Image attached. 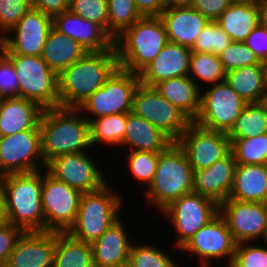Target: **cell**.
<instances>
[{
    "instance_id": "obj_1",
    "label": "cell",
    "mask_w": 267,
    "mask_h": 267,
    "mask_svg": "<svg viewBox=\"0 0 267 267\" xmlns=\"http://www.w3.org/2000/svg\"><path fill=\"white\" fill-rule=\"evenodd\" d=\"M119 67L115 48L87 52L58 74L59 107L79 108Z\"/></svg>"
},
{
    "instance_id": "obj_2",
    "label": "cell",
    "mask_w": 267,
    "mask_h": 267,
    "mask_svg": "<svg viewBox=\"0 0 267 267\" xmlns=\"http://www.w3.org/2000/svg\"><path fill=\"white\" fill-rule=\"evenodd\" d=\"M39 127L45 165L61 155L93 150L90 143V122L77 108L45 109Z\"/></svg>"
},
{
    "instance_id": "obj_3",
    "label": "cell",
    "mask_w": 267,
    "mask_h": 267,
    "mask_svg": "<svg viewBox=\"0 0 267 267\" xmlns=\"http://www.w3.org/2000/svg\"><path fill=\"white\" fill-rule=\"evenodd\" d=\"M193 173L184 150L177 142L172 143L164 152L159 153L154 179L143 191L142 197L148 203L146 208L157 210L156 213L160 214L174 200L192 193Z\"/></svg>"
},
{
    "instance_id": "obj_4",
    "label": "cell",
    "mask_w": 267,
    "mask_h": 267,
    "mask_svg": "<svg viewBox=\"0 0 267 267\" xmlns=\"http://www.w3.org/2000/svg\"><path fill=\"white\" fill-rule=\"evenodd\" d=\"M9 223L23 232L45 231L42 210V170L0 176Z\"/></svg>"
},
{
    "instance_id": "obj_5",
    "label": "cell",
    "mask_w": 267,
    "mask_h": 267,
    "mask_svg": "<svg viewBox=\"0 0 267 267\" xmlns=\"http://www.w3.org/2000/svg\"><path fill=\"white\" fill-rule=\"evenodd\" d=\"M168 43L165 26L159 16H144L114 39L118 65L139 74Z\"/></svg>"
},
{
    "instance_id": "obj_6",
    "label": "cell",
    "mask_w": 267,
    "mask_h": 267,
    "mask_svg": "<svg viewBox=\"0 0 267 267\" xmlns=\"http://www.w3.org/2000/svg\"><path fill=\"white\" fill-rule=\"evenodd\" d=\"M110 182L99 190L82 194L76 220L68 230L72 237L92 244L122 216L125 196Z\"/></svg>"
},
{
    "instance_id": "obj_7",
    "label": "cell",
    "mask_w": 267,
    "mask_h": 267,
    "mask_svg": "<svg viewBox=\"0 0 267 267\" xmlns=\"http://www.w3.org/2000/svg\"><path fill=\"white\" fill-rule=\"evenodd\" d=\"M19 79V97L37 103L44 110L59 107L58 74L41 56L4 54Z\"/></svg>"
},
{
    "instance_id": "obj_8",
    "label": "cell",
    "mask_w": 267,
    "mask_h": 267,
    "mask_svg": "<svg viewBox=\"0 0 267 267\" xmlns=\"http://www.w3.org/2000/svg\"><path fill=\"white\" fill-rule=\"evenodd\" d=\"M219 213V205L212 199L198 193L182 195L174 200L160 214L173 228L175 239L171 246L180 248L204 225Z\"/></svg>"
},
{
    "instance_id": "obj_9",
    "label": "cell",
    "mask_w": 267,
    "mask_h": 267,
    "mask_svg": "<svg viewBox=\"0 0 267 267\" xmlns=\"http://www.w3.org/2000/svg\"><path fill=\"white\" fill-rule=\"evenodd\" d=\"M237 242L234 240L224 217L218 213L206 225L199 229L177 253L186 252L198 261L197 267L230 266ZM222 261V262H221ZM225 261V262H224ZM213 262H215L213 264ZM225 264V265H224Z\"/></svg>"
},
{
    "instance_id": "obj_10",
    "label": "cell",
    "mask_w": 267,
    "mask_h": 267,
    "mask_svg": "<svg viewBox=\"0 0 267 267\" xmlns=\"http://www.w3.org/2000/svg\"><path fill=\"white\" fill-rule=\"evenodd\" d=\"M140 84L139 75L118 67L105 84L78 109L90 122L94 118L129 113L133 95Z\"/></svg>"
},
{
    "instance_id": "obj_11",
    "label": "cell",
    "mask_w": 267,
    "mask_h": 267,
    "mask_svg": "<svg viewBox=\"0 0 267 267\" xmlns=\"http://www.w3.org/2000/svg\"><path fill=\"white\" fill-rule=\"evenodd\" d=\"M201 90L197 125L213 131L229 133L247 104L226 81Z\"/></svg>"
},
{
    "instance_id": "obj_12",
    "label": "cell",
    "mask_w": 267,
    "mask_h": 267,
    "mask_svg": "<svg viewBox=\"0 0 267 267\" xmlns=\"http://www.w3.org/2000/svg\"><path fill=\"white\" fill-rule=\"evenodd\" d=\"M82 192L42 169V210L45 231L68 232L74 225Z\"/></svg>"
},
{
    "instance_id": "obj_13",
    "label": "cell",
    "mask_w": 267,
    "mask_h": 267,
    "mask_svg": "<svg viewBox=\"0 0 267 267\" xmlns=\"http://www.w3.org/2000/svg\"><path fill=\"white\" fill-rule=\"evenodd\" d=\"M132 112L177 142L191 121L154 87L139 84L133 95Z\"/></svg>"
},
{
    "instance_id": "obj_14",
    "label": "cell",
    "mask_w": 267,
    "mask_h": 267,
    "mask_svg": "<svg viewBox=\"0 0 267 267\" xmlns=\"http://www.w3.org/2000/svg\"><path fill=\"white\" fill-rule=\"evenodd\" d=\"M94 152L89 150L55 157L46 164L45 170L82 193L99 190L110 179L106 178L109 175H104L106 172L98 165L99 159L92 155Z\"/></svg>"
},
{
    "instance_id": "obj_15",
    "label": "cell",
    "mask_w": 267,
    "mask_h": 267,
    "mask_svg": "<svg viewBox=\"0 0 267 267\" xmlns=\"http://www.w3.org/2000/svg\"><path fill=\"white\" fill-rule=\"evenodd\" d=\"M40 128L0 137V176L45 169Z\"/></svg>"
},
{
    "instance_id": "obj_16",
    "label": "cell",
    "mask_w": 267,
    "mask_h": 267,
    "mask_svg": "<svg viewBox=\"0 0 267 267\" xmlns=\"http://www.w3.org/2000/svg\"><path fill=\"white\" fill-rule=\"evenodd\" d=\"M52 28V17L31 8L18 23L0 39L3 54L41 56Z\"/></svg>"
},
{
    "instance_id": "obj_17",
    "label": "cell",
    "mask_w": 267,
    "mask_h": 267,
    "mask_svg": "<svg viewBox=\"0 0 267 267\" xmlns=\"http://www.w3.org/2000/svg\"><path fill=\"white\" fill-rule=\"evenodd\" d=\"M193 171L209 168L231 151L228 134L205 129L191 122L177 141Z\"/></svg>"
},
{
    "instance_id": "obj_18",
    "label": "cell",
    "mask_w": 267,
    "mask_h": 267,
    "mask_svg": "<svg viewBox=\"0 0 267 267\" xmlns=\"http://www.w3.org/2000/svg\"><path fill=\"white\" fill-rule=\"evenodd\" d=\"M234 240L262 242L267 227V203L227 199L219 205Z\"/></svg>"
},
{
    "instance_id": "obj_19",
    "label": "cell",
    "mask_w": 267,
    "mask_h": 267,
    "mask_svg": "<svg viewBox=\"0 0 267 267\" xmlns=\"http://www.w3.org/2000/svg\"><path fill=\"white\" fill-rule=\"evenodd\" d=\"M55 232H23L5 267H53Z\"/></svg>"
},
{
    "instance_id": "obj_20",
    "label": "cell",
    "mask_w": 267,
    "mask_h": 267,
    "mask_svg": "<svg viewBox=\"0 0 267 267\" xmlns=\"http://www.w3.org/2000/svg\"><path fill=\"white\" fill-rule=\"evenodd\" d=\"M236 161L232 151L209 168L194 171L193 192L214 200L226 201L233 189Z\"/></svg>"
},
{
    "instance_id": "obj_21",
    "label": "cell",
    "mask_w": 267,
    "mask_h": 267,
    "mask_svg": "<svg viewBox=\"0 0 267 267\" xmlns=\"http://www.w3.org/2000/svg\"><path fill=\"white\" fill-rule=\"evenodd\" d=\"M52 27L76 40L88 52L108 51L114 47L113 38L101 26L70 10L53 17Z\"/></svg>"
},
{
    "instance_id": "obj_22",
    "label": "cell",
    "mask_w": 267,
    "mask_h": 267,
    "mask_svg": "<svg viewBox=\"0 0 267 267\" xmlns=\"http://www.w3.org/2000/svg\"><path fill=\"white\" fill-rule=\"evenodd\" d=\"M191 49L168 42L138 75L140 84L154 87L161 81L186 77L189 73Z\"/></svg>"
},
{
    "instance_id": "obj_23",
    "label": "cell",
    "mask_w": 267,
    "mask_h": 267,
    "mask_svg": "<svg viewBox=\"0 0 267 267\" xmlns=\"http://www.w3.org/2000/svg\"><path fill=\"white\" fill-rule=\"evenodd\" d=\"M159 17L165 26L168 42L190 49L198 34L209 22L192 6L166 7Z\"/></svg>"
},
{
    "instance_id": "obj_24",
    "label": "cell",
    "mask_w": 267,
    "mask_h": 267,
    "mask_svg": "<svg viewBox=\"0 0 267 267\" xmlns=\"http://www.w3.org/2000/svg\"><path fill=\"white\" fill-rule=\"evenodd\" d=\"M123 216L115 221L92 246L95 267H106L128 261L131 238ZM128 230V231H127Z\"/></svg>"
},
{
    "instance_id": "obj_25",
    "label": "cell",
    "mask_w": 267,
    "mask_h": 267,
    "mask_svg": "<svg viewBox=\"0 0 267 267\" xmlns=\"http://www.w3.org/2000/svg\"><path fill=\"white\" fill-rule=\"evenodd\" d=\"M43 108L37 103L20 97L0 98V135L9 136L40 128Z\"/></svg>"
},
{
    "instance_id": "obj_26",
    "label": "cell",
    "mask_w": 267,
    "mask_h": 267,
    "mask_svg": "<svg viewBox=\"0 0 267 267\" xmlns=\"http://www.w3.org/2000/svg\"><path fill=\"white\" fill-rule=\"evenodd\" d=\"M172 143L174 142L167 135L146 119L134 114L132 111L127 113V123L124 140L122 142L123 151L121 156L126 151L162 153Z\"/></svg>"
},
{
    "instance_id": "obj_27",
    "label": "cell",
    "mask_w": 267,
    "mask_h": 267,
    "mask_svg": "<svg viewBox=\"0 0 267 267\" xmlns=\"http://www.w3.org/2000/svg\"><path fill=\"white\" fill-rule=\"evenodd\" d=\"M154 89L194 122L200 111L201 89L188 76L161 81Z\"/></svg>"
},
{
    "instance_id": "obj_28",
    "label": "cell",
    "mask_w": 267,
    "mask_h": 267,
    "mask_svg": "<svg viewBox=\"0 0 267 267\" xmlns=\"http://www.w3.org/2000/svg\"><path fill=\"white\" fill-rule=\"evenodd\" d=\"M216 22L233 42H244L258 25L256 0H233Z\"/></svg>"
},
{
    "instance_id": "obj_29",
    "label": "cell",
    "mask_w": 267,
    "mask_h": 267,
    "mask_svg": "<svg viewBox=\"0 0 267 267\" xmlns=\"http://www.w3.org/2000/svg\"><path fill=\"white\" fill-rule=\"evenodd\" d=\"M229 199L267 203V164H237Z\"/></svg>"
},
{
    "instance_id": "obj_30",
    "label": "cell",
    "mask_w": 267,
    "mask_h": 267,
    "mask_svg": "<svg viewBox=\"0 0 267 267\" xmlns=\"http://www.w3.org/2000/svg\"><path fill=\"white\" fill-rule=\"evenodd\" d=\"M87 52L76 40L70 39L52 27L46 38L41 57L53 71L59 74Z\"/></svg>"
},
{
    "instance_id": "obj_31",
    "label": "cell",
    "mask_w": 267,
    "mask_h": 267,
    "mask_svg": "<svg viewBox=\"0 0 267 267\" xmlns=\"http://www.w3.org/2000/svg\"><path fill=\"white\" fill-rule=\"evenodd\" d=\"M53 267H95L91 244L68 232H55Z\"/></svg>"
},
{
    "instance_id": "obj_32",
    "label": "cell",
    "mask_w": 267,
    "mask_h": 267,
    "mask_svg": "<svg viewBox=\"0 0 267 267\" xmlns=\"http://www.w3.org/2000/svg\"><path fill=\"white\" fill-rule=\"evenodd\" d=\"M127 123V113L107 115L94 118L90 121V143L92 149L97 147H121L124 140ZM102 146H100V145ZM99 145V146H98ZM96 147V148H95Z\"/></svg>"
},
{
    "instance_id": "obj_33",
    "label": "cell",
    "mask_w": 267,
    "mask_h": 267,
    "mask_svg": "<svg viewBox=\"0 0 267 267\" xmlns=\"http://www.w3.org/2000/svg\"><path fill=\"white\" fill-rule=\"evenodd\" d=\"M229 86L246 102L258 103L265 92L261 65H250L226 73Z\"/></svg>"
},
{
    "instance_id": "obj_34",
    "label": "cell",
    "mask_w": 267,
    "mask_h": 267,
    "mask_svg": "<svg viewBox=\"0 0 267 267\" xmlns=\"http://www.w3.org/2000/svg\"><path fill=\"white\" fill-rule=\"evenodd\" d=\"M188 77L202 90L209 85L225 81L226 72L218 55L192 52Z\"/></svg>"
},
{
    "instance_id": "obj_35",
    "label": "cell",
    "mask_w": 267,
    "mask_h": 267,
    "mask_svg": "<svg viewBox=\"0 0 267 267\" xmlns=\"http://www.w3.org/2000/svg\"><path fill=\"white\" fill-rule=\"evenodd\" d=\"M132 243L130 248V253L128 257V262L130 267H180L183 266L176 257L168 251L164 250L165 248H160L157 243L153 242L143 243L141 242L140 237L139 241L136 239ZM138 242V243H137ZM176 256V257H175ZM178 261V262H177Z\"/></svg>"
},
{
    "instance_id": "obj_36",
    "label": "cell",
    "mask_w": 267,
    "mask_h": 267,
    "mask_svg": "<svg viewBox=\"0 0 267 267\" xmlns=\"http://www.w3.org/2000/svg\"><path fill=\"white\" fill-rule=\"evenodd\" d=\"M267 133V114L258 103H247L228 138H250Z\"/></svg>"
},
{
    "instance_id": "obj_37",
    "label": "cell",
    "mask_w": 267,
    "mask_h": 267,
    "mask_svg": "<svg viewBox=\"0 0 267 267\" xmlns=\"http://www.w3.org/2000/svg\"><path fill=\"white\" fill-rule=\"evenodd\" d=\"M126 154V155H125ZM121 158L125 157V170H129V176L132 179L143 185L144 190L147 189L156 172L157 163L159 160V153L145 152V151H127ZM127 166V167H126ZM146 186V187H145Z\"/></svg>"
},
{
    "instance_id": "obj_38",
    "label": "cell",
    "mask_w": 267,
    "mask_h": 267,
    "mask_svg": "<svg viewBox=\"0 0 267 267\" xmlns=\"http://www.w3.org/2000/svg\"><path fill=\"white\" fill-rule=\"evenodd\" d=\"M237 164H267V133L250 138H229Z\"/></svg>"
},
{
    "instance_id": "obj_39",
    "label": "cell",
    "mask_w": 267,
    "mask_h": 267,
    "mask_svg": "<svg viewBox=\"0 0 267 267\" xmlns=\"http://www.w3.org/2000/svg\"><path fill=\"white\" fill-rule=\"evenodd\" d=\"M108 1V34L113 40L143 16L134 0Z\"/></svg>"
},
{
    "instance_id": "obj_40",
    "label": "cell",
    "mask_w": 267,
    "mask_h": 267,
    "mask_svg": "<svg viewBox=\"0 0 267 267\" xmlns=\"http://www.w3.org/2000/svg\"><path fill=\"white\" fill-rule=\"evenodd\" d=\"M231 42L232 39L216 21H209L198 34L191 51L219 55Z\"/></svg>"
},
{
    "instance_id": "obj_41",
    "label": "cell",
    "mask_w": 267,
    "mask_h": 267,
    "mask_svg": "<svg viewBox=\"0 0 267 267\" xmlns=\"http://www.w3.org/2000/svg\"><path fill=\"white\" fill-rule=\"evenodd\" d=\"M261 244L258 241L237 243L229 267H267V244Z\"/></svg>"
},
{
    "instance_id": "obj_42",
    "label": "cell",
    "mask_w": 267,
    "mask_h": 267,
    "mask_svg": "<svg viewBox=\"0 0 267 267\" xmlns=\"http://www.w3.org/2000/svg\"><path fill=\"white\" fill-rule=\"evenodd\" d=\"M218 56L226 73L240 67L261 65L255 53L244 42L232 41Z\"/></svg>"
},
{
    "instance_id": "obj_43",
    "label": "cell",
    "mask_w": 267,
    "mask_h": 267,
    "mask_svg": "<svg viewBox=\"0 0 267 267\" xmlns=\"http://www.w3.org/2000/svg\"><path fill=\"white\" fill-rule=\"evenodd\" d=\"M69 10L88 21L95 22L108 33L107 0H70Z\"/></svg>"
},
{
    "instance_id": "obj_44",
    "label": "cell",
    "mask_w": 267,
    "mask_h": 267,
    "mask_svg": "<svg viewBox=\"0 0 267 267\" xmlns=\"http://www.w3.org/2000/svg\"><path fill=\"white\" fill-rule=\"evenodd\" d=\"M32 8L31 0H0V39Z\"/></svg>"
},
{
    "instance_id": "obj_45",
    "label": "cell",
    "mask_w": 267,
    "mask_h": 267,
    "mask_svg": "<svg viewBox=\"0 0 267 267\" xmlns=\"http://www.w3.org/2000/svg\"><path fill=\"white\" fill-rule=\"evenodd\" d=\"M19 97V79L12 62L0 51V98Z\"/></svg>"
},
{
    "instance_id": "obj_46",
    "label": "cell",
    "mask_w": 267,
    "mask_h": 267,
    "mask_svg": "<svg viewBox=\"0 0 267 267\" xmlns=\"http://www.w3.org/2000/svg\"><path fill=\"white\" fill-rule=\"evenodd\" d=\"M22 233L23 231L12 223L0 227V267H5L9 255L14 250L15 243Z\"/></svg>"
},
{
    "instance_id": "obj_47",
    "label": "cell",
    "mask_w": 267,
    "mask_h": 267,
    "mask_svg": "<svg viewBox=\"0 0 267 267\" xmlns=\"http://www.w3.org/2000/svg\"><path fill=\"white\" fill-rule=\"evenodd\" d=\"M233 0H193L192 7L209 21H216Z\"/></svg>"
},
{
    "instance_id": "obj_48",
    "label": "cell",
    "mask_w": 267,
    "mask_h": 267,
    "mask_svg": "<svg viewBox=\"0 0 267 267\" xmlns=\"http://www.w3.org/2000/svg\"><path fill=\"white\" fill-rule=\"evenodd\" d=\"M244 43L255 53L260 62L267 58V28L258 24Z\"/></svg>"
},
{
    "instance_id": "obj_49",
    "label": "cell",
    "mask_w": 267,
    "mask_h": 267,
    "mask_svg": "<svg viewBox=\"0 0 267 267\" xmlns=\"http://www.w3.org/2000/svg\"><path fill=\"white\" fill-rule=\"evenodd\" d=\"M32 8L41 10L50 17L69 10L70 0H31Z\"/></svg>"
},
{
    "instance_id": "obj_50",
    "label": "cell",
    "mask_w": 267,
    "mask_h": 267,
    "mask_svg": "<svg viewBox=\"0 0 267 267\" xmlns=\"http://www.w3.org/2000/svg\"><path fill=\"white\" fill-rule=\"evenodd\" d=\"M137 10L144 16H160L166 8V0H134Z\"/></svg>"
},
{
    "instance_id": "obj_51",
    "label": "cell",
    "mask_w": 267,
    "mask_h": 267,
    "mask_svg": "<svg viewBox=\"0 0 267 267\" xmlns=\"http://www.w3.org/2000/svg\"><path fill=\"white\" fill-rule=\"evenodd\" d=\"M258 24L267 28V0H256Z\"/></svg>"
},
{
    "instance_id": "obj_52",
    "label": "cell",
    "mask_w": 267,
    "mask_h": 267,
    "mask_svg": "<svg viewBox=\"0 0 267 267\" xmlns=\"http://www.w3.org/2000/svg\"><path fill=\"white\" fill-rule=\"evenodd\" d=\"M7 223H9V220L6 210L5 195L2 185L0 184V227L6 225Z\"/></svg>"
},
{
    "instance_id": "obj_53",
    "label": "cell",
    "mask_w": 267,
    "mask_h": 267,
    "mask_svg": "<svg viewBox=\"0 0 267 267\" xmlns=\"http://www.w3.org/2000/svg\"><path fill=\"white\" fill-rule=\"evenodd\" d=\"M193 0H166V7L192 6Z\"/></svg>"
},
{
    "instance_id": "obj_54",
    "label": "cell",
    "mask_w": 267,
    "mask_h": 267,
    "mask_svg": "<svg viewBox=\"0 0 267 267\" xmlns=\"http://www.w3.org/2000/svg\"><path fill=\"white\" fill-rule=\"evenodd\" d=\"M258 104L263 108V110L267 114V89H265V92L261 95Z\"/></svg>"
},
{
    "instance_id": "obj_55",
    "label": "cell",
    "mask_w": 267,
    "mask_h": 267,
    "mask_svg": "<svg viewBox=\"0 0 267 267\" xmlns=\"http://www.w3.org/2000/svg\"><path fill=\"white\" fill-rule=\"evenodd\" d=\"M261 67H262V72H263V82L265 89H267V58L263 61H261Z\"/></svg>"
},
{
    "instance_id": "obj_56",
    "label": "cell",
    "mask_w": 267,
    "mask_h": 267,
    "mask_svg": "<svg viewBox=\"0 0 267 267\" xmlns=\"http://www.w3.org/2000/svg\"><path fill=\"white\" fill-rule=\"evenodd\" d=\"M106 267H130V264L128 261L120 263V264H115V265H111V266H106Z\"/></svg>"
},
{
    "instance_id": "obj_57",
    "label": "cell",
    "mask_w": 267,
    "mask_h": 267,
    "mask_svg": "<svg viewBox=\"0 0 267 267\" xmlns=\"http://www.w3.org/2000/svg\"><path fill=\"white\" fill-rule=\"evenodd\" d=\"M262 243L267 244V227H266L265 236H264V238L262 240Z\"/></svg>"
}]
</instances>
